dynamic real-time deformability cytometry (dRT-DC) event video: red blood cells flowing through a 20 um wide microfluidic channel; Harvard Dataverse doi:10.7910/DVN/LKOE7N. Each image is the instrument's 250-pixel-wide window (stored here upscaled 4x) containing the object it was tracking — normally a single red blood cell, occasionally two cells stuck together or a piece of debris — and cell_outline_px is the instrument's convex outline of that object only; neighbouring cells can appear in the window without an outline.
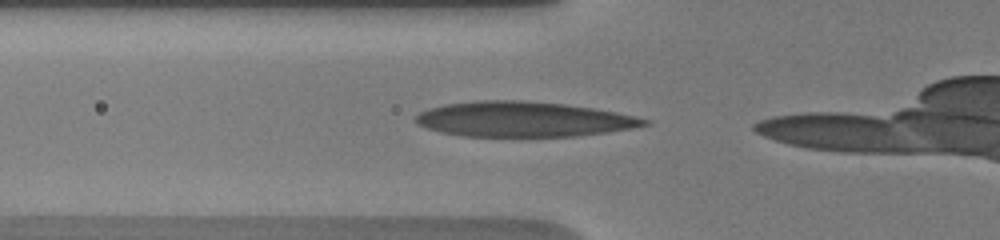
{"species": "human", "species_latin": "Homo sapiens", "temperature_condition": "warm", "stored_images_in_passage": 7, "camera_frame_rate_fps": 3000, "um_per_image_px": 0.085, "donor": {"sex": "male"}, "frame": {"image": 1, "passage_image": 3, "time_ms": 0.667, "image_size_px": [1000, 240], "cell_outline_px": [[652, 124], [632, 128], [608, 132], [576, 136], [464, 136], [440, 132], [416, 124], [416, 116], [420, 112], [428, 108], [444, 104], [476, 100], [520, 100], [564, 104], [592, 108], [616, 112], [636, 116], [652, 120]], "centroid_in_image_um": [44.51, 10.13], "position_along_channel_um": 81.3, "area_um2": 46.88}}
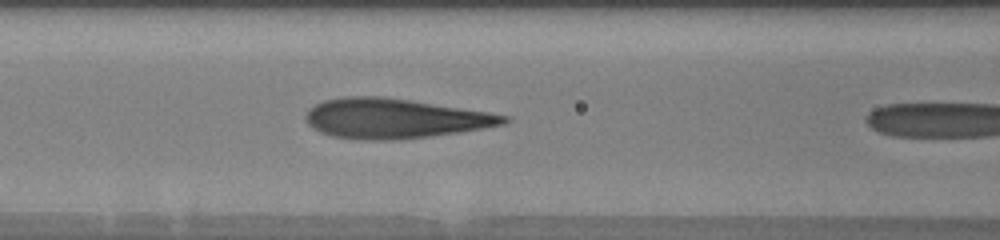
{"frame": {"image": 2, "passage_image": 6, "time_ms": 2.0, "image_size_px": [1000, 240], "cell_outline_px": [[512, 120], [504, 124], [456, 132], [428, 136], [392, 140], [360, 140], [332, 136], [320, 132], [312, 128], [304, 120], [304, 116], [308, 108], [324, 100], [344, 96], [384, 96], [488, 112], [512, 116]], "centroid_in_image_um": [33.48, 10.06], "position_along_channel_um": 133.1, "area_um2": 45.95}}